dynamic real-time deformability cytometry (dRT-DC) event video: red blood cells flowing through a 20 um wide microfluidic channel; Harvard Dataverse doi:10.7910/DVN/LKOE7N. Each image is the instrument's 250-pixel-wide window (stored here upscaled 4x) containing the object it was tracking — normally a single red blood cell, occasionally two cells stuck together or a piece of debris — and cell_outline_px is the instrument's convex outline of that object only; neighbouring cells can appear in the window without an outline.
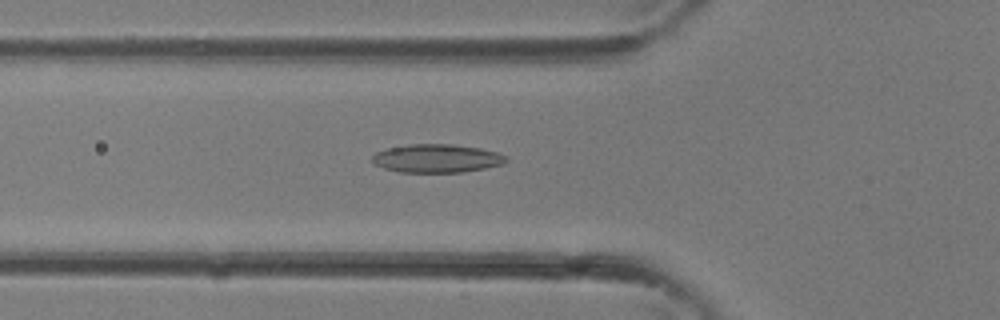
{"species": "common noctule bat (a hibernating species)", "species_latin": "Nyctalus noctula", "temperature_condition": "room temperature", "stored_images_in_passage": 15, "camera_frame_rate_fps": 3000, "um_per_image_px": 0.085, "animal": {"sex": "female"}, "frame": {"image": 1, "passage_image": 12, "time_ms": 3.667, "image_size_px": [1000, 320], "cell_outline_px": [[508, 160], [504, 164], [464, 172], [400, 172], [384, 168], [376, 164], [372, 160], [372, 156], [376, 152], [388, 148], [412, 144], [452, 144], [480, 148], [496, 152], [504, 156]], "centroid_in_image_um": [37.13, 13.46], "position_along_channel_um": 88.7, "area_um2": 21.96}}
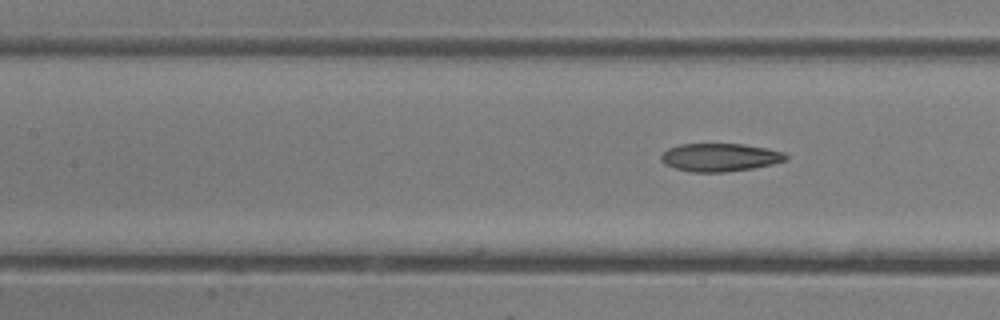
{"frame": {"image": 2, "passage_image": 15, "time_ms": 4.667, "image_size_px": [1000, 320], "cell_outline_px": [[788, 160], [772, 164], [752, 168], [728, 172], [692, 172], [676, 168], [664, 164], [660, 160], [660, 156], [668, 148], [680, 144], [744, 144], [784, 152], [788, 156]], "centroid_in_image_um": [61.19, 13.38], "position_along_channel_um": 146.2, "area_um2": 20.4}}